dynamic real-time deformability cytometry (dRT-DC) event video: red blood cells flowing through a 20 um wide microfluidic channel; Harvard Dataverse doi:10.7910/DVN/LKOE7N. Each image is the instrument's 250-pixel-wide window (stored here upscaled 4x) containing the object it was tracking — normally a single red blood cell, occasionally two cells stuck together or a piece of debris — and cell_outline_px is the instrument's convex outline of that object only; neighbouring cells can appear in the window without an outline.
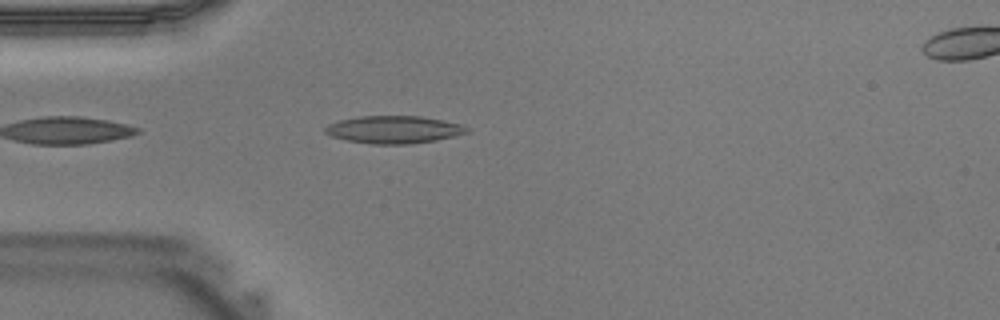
{"species": "Egyptian fruit bat (a non-hibernating species)", "species_latin": "Rousettus aegyptiacus", "temperature_condition": "warm", "stored_images_in_passage": 20, "camera_frame_rate_fps": 3000, "um_per_image_px": 0.085, "animal": {"sex": "male"}, "frame": {"image": 1, "passage_image": 2, "time_ms": 0.333, "image_size_px": [1000, 320], "cell_outline_px": [[468, 132], [436, 140], [408, 144], [372, 144], [348, 140], [332, 136], [324, 132], [324, 128], [328, 124], [340, 120], [360, 116], [420, 116], [460, 124], [468, 128]], "centroid_in_image_um": [33.44, 11.01], "position_along_channel_um": 51.6, "area_um2": 22.43}}
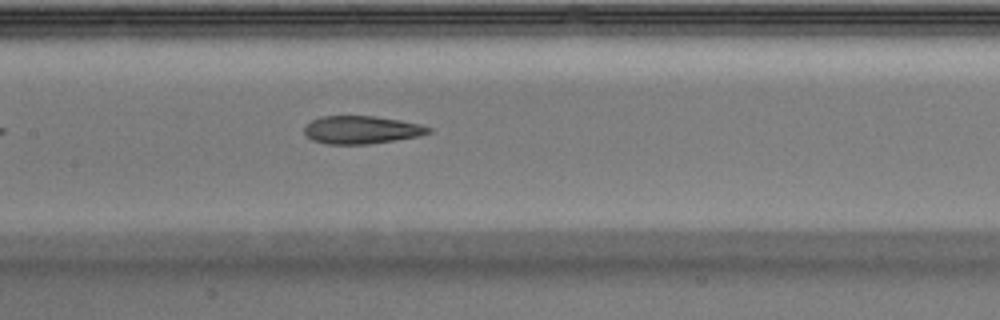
{"frame": {"image": 2, "passage_image": 10, "time_ms": 3.0, "image_size_px": [1000, 320], "cell_outline_px": [[432, 132], [420, 136], [396, 140], [368, 144], [324, 144], [312, 140], [304, 132], [304, 128], [312, 120], [320, 116], [376, 116], [400, 120], [420, 124], [432, 128]], "centroid_in_image_um": [30.75, 11.04], "position_along_channel_um": 176.6, "area_um2": 20.29}}
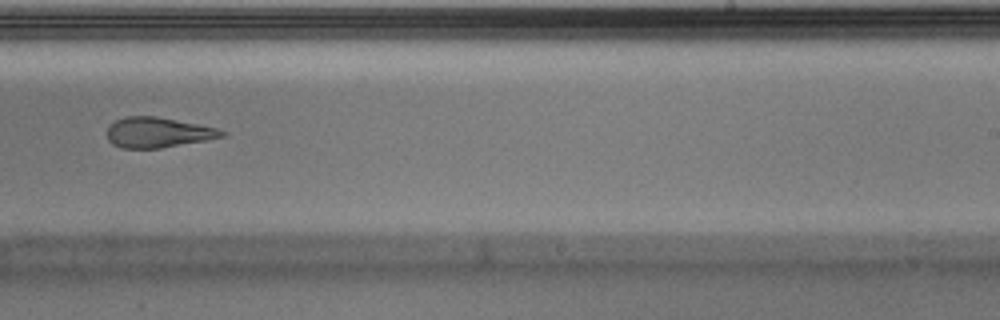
{"frame": {"image": 3, "passage_image": 16, "time_ms": 5.0, "image_size_px": [1000, 320], "cell_outline_px": [[228, 132], [224, 136], [204, 140], [160, 148], [124, 148], [112, 144], [108, 140], [108, 128], [116, 120], [124, 116], [156, 116], [216, 128]], "centroid_in_image_um": [13.4, 11.25], "position_along_channel_um": 275.6, "area_um2": 19.88}}